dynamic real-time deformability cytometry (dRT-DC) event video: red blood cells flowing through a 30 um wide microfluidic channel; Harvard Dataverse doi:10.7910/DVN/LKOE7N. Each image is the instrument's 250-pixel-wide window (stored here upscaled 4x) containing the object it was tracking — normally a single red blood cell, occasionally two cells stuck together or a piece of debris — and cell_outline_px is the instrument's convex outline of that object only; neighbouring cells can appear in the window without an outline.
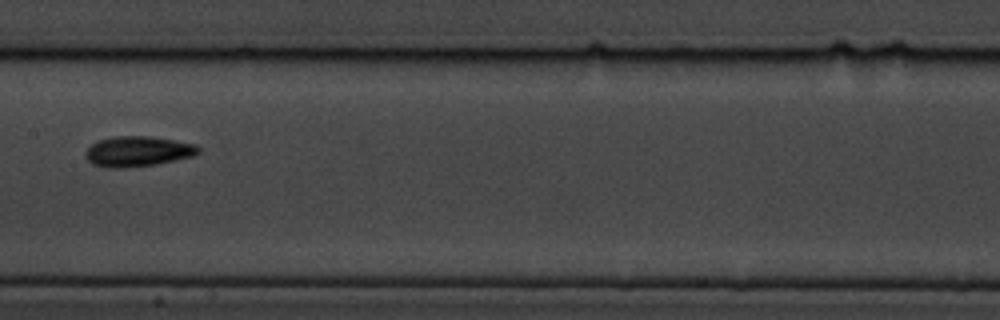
{"species": "common noctule bat (a hibernating species)", "species_latin": "Nyctalus noctula", "temperature_condition": "cold", "stored_images_in_passage": 10, "camera_frame_rate_fps": 3000, "um_per_image_px": 0.085, "animal": {"sex": "male", "body_mass_g": 19.5, "forearm_length_mm": 54.6}, "frame": {"image": 1, "passage_image": 7, "time_ms": 7.667, "image_size_px": [1000, 320], "cell_outline_px": [[200, 152], [192, 156], [156, 164], [124, 168], [112, 168], [92, 164], [88, 160], [84, 152], [92, 144], [100, 140], [112, 136], [148, 136], [196, 144], [200, 148]], "centroid_in_image_um": [11.7, 12.87], "position_along_channel_um": 195.7, "area_um2": 19.77}}
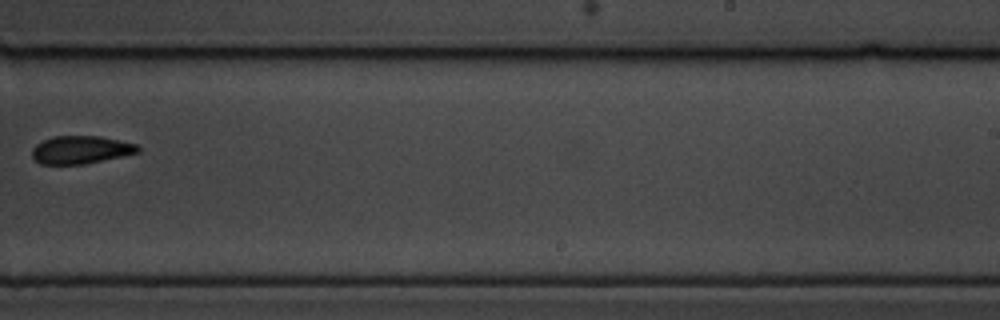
{"frame": {"image": 2, "passage_image": 9, "time_ms": 10.0, "image_size_px": [1000, 320], "cell_outline_px": [[140, 152], [84, 164], [40, 164], [32, 156], [32, 148], [36, 144], [52, 136], [100, 136], [120, 140], [136, 144], [140, 148]], "centroid_in_image_um": [6.86, 12.72], "position_along_channel_um": 282.1, "area_um2": 17.17}}
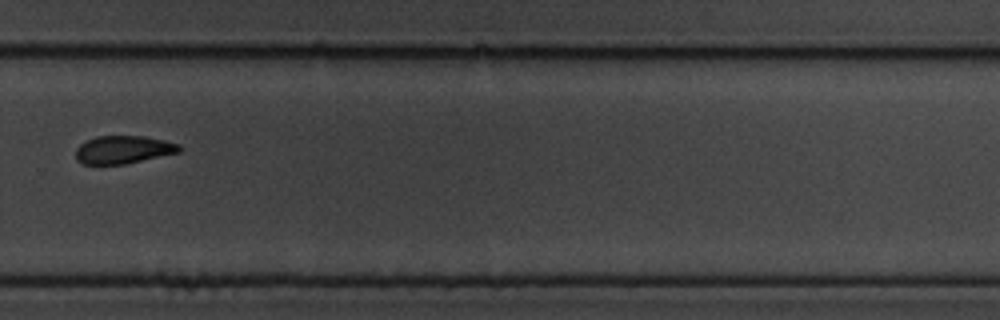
{"frame": {"image": 3, "passage_image": 10, "time_ms": 11.0, "image_size_px": [1000, 320], "cell_outline_px": [[184, 148], [180, 152], [124, 164], [84, 164], [76, 160], [76, 148], [80, 144], [96, 136], [144, 136], [164, 140], [180, 144]], "centroid_in_image_um": [10.51, 12.72], "position_along_channel_um": 319.3, "area_um2": 16.88}}